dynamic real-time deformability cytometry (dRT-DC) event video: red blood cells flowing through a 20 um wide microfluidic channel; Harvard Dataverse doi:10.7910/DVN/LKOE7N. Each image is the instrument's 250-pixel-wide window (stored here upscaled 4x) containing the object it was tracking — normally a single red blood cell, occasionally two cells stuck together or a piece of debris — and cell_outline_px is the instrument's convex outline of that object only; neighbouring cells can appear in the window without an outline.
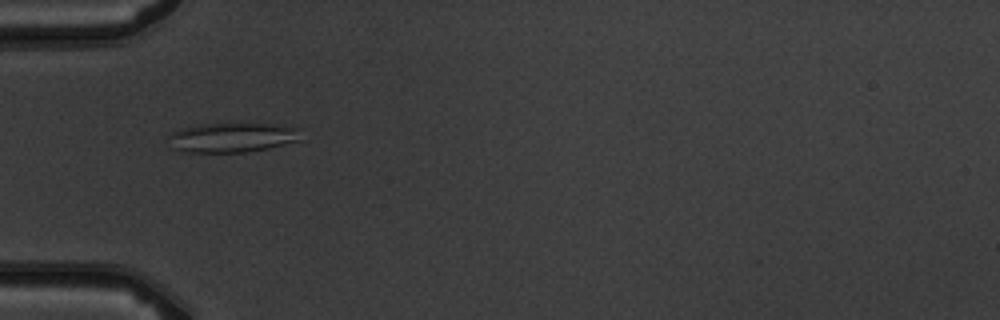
{"species": "common noctule bat (a hibernating species)", "species_latin": "Nyctalus noctula", "temperature_condition": "warm", "stored_images_in_passage": 7, "camera_frame_rate_fps": 3000, "um_per_image_px": 0.085, "animal": {"sex": "male", "body_mass_g": 19.5, "forearm_length_mm": 54.6}, "frame": {"image": 1, "passage_image": 5, "time_ms": 5.333, "image_size_px": [1000, 320], "cell_outline_px": [[300, 140], [268, 148], [244, 152], [184, 152], [176, 148], [168, 136], [168, 132], [180, 128], [220, 120], [236, 120], [300, 128]], "centroid_in_image_um": [19.72, 11.61], "position_along_channel_um": 65.3, "area_um2": 23.76}}
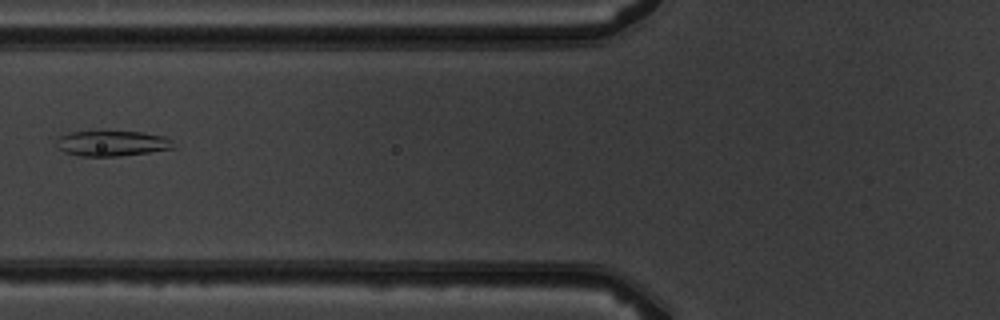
{"frame": {"image": 2, "passage_image": 6, "time_ms": 6.667, "image_size_px": [1000, 320], "cell_outline_px": [[176, 148], [120, 156], [80, 156], [64, 152], [56, 148], [56, 140], [60, 136], [68, 132], [140, 132], [164, 136], [172, 140]], "centroid_in_image_um": [9.5, 12.2], "position_along_channel_um": 116.3, "area_um2": 17.28}}